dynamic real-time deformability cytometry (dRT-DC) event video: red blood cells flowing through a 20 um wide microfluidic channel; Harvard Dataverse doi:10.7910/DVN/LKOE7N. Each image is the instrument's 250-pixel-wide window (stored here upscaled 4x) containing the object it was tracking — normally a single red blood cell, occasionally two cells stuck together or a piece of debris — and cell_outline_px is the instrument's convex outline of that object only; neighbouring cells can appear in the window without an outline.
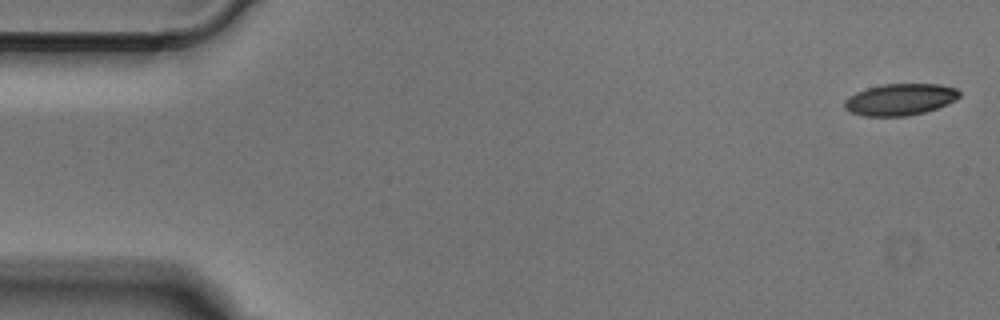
{"species": "Egyptian fruit bat (a non-hibernating species)", "species_latin": "Rousettus aegyptiacus", "temperature_condition": "cold", "stored_images_in_passage": 50, "camera_frame_rate_fps": 3000, "um_per_image_px": 0.085, "animal": {"sex": "male"}, "frame": {"image": 1, "passage_image": 1, "time_ms": 0.0, "image_size_px": [1000, 320], "cell_outline_px": [[960, 96], [956, 100], [948, 104], [924, 112], [908, 116], [864, 116], [852, 112], [844, 108], [844, 100], [848, 96], [856, 92], [868, 88], [884, 84], [940, 84], [956, 88], [960, 92]], "centroid_in_image_um": [76.52, 8.45], "position_along_channel_um": 8.5, "area_um2": 21.21}}
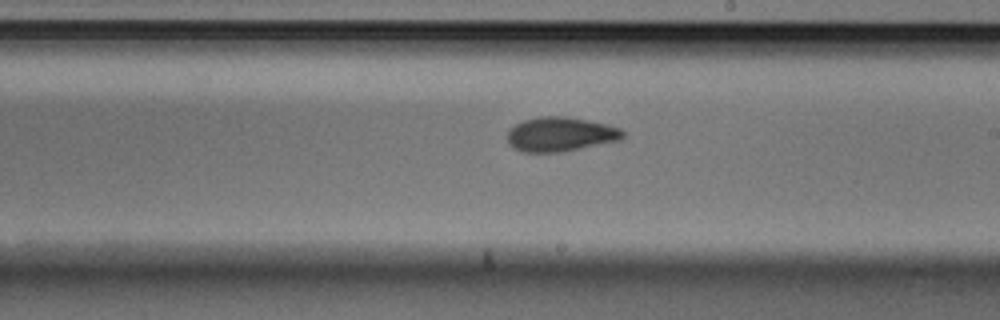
{"frame": {"image": 2, "passage_image": 28, "time_ms": 9.0, "image_size_px": [1000, 320], "cell_outline_px": [[624, 136], [620, 140], [564, 152], [520, 152], [512, 148], [508, 144], [508, 132], [516, 124], [524, 120], [540, 116], [564, 116], [588, 120], [620, 128], [624, 132]], "centroid_in_image_um": [47.62, 11.43], "position_along_channel_um": 241.4, "area_um2": 23.18}}
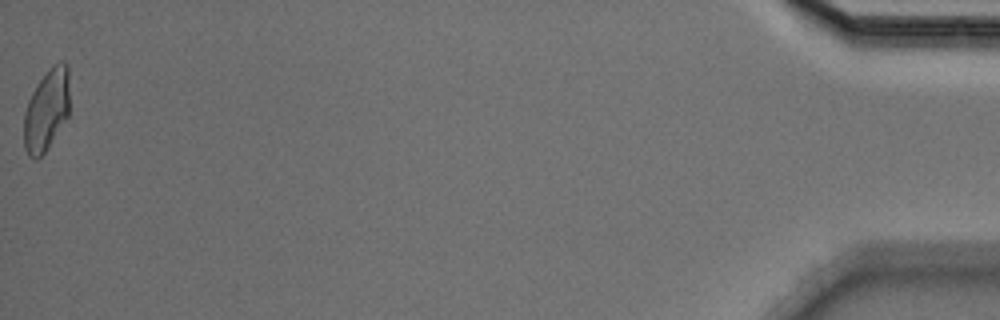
{"frame": {"image": 3, "passage_image": 50, "time_ms": 16.333, "image_size_px": [1000, 320], "cell_outline_px": [[68, 116], [48, 148], [36, 160], [28, 156], [24, 148], [24, 112], [28, 100], [36, 84], [48, 68], [52, 64], [60, 60], [64, 60], [68, 64]], "centroid_in_image_um": [3.94, 9.32], "position_along_channel_um": 431.3, "area_um2": 21.96}}